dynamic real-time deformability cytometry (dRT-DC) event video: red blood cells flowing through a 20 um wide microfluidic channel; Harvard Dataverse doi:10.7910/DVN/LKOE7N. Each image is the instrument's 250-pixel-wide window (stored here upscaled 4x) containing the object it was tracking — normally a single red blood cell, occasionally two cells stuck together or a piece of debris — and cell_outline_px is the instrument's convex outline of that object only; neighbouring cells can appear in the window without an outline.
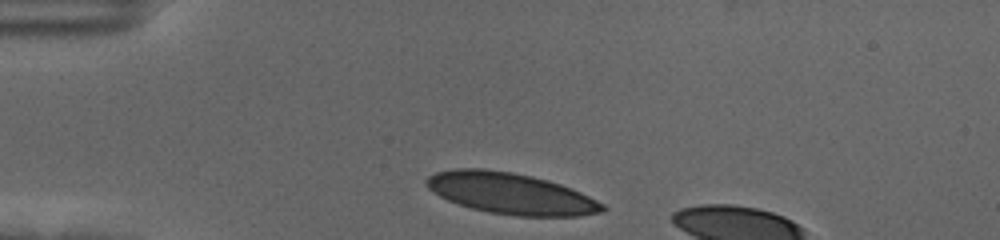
{"species": "human", "species_latin": "Homo sapiens", "temperature_condition": "cold", "stored_images_in_passage": 34, "camera_frame_rate_fps": 3000, "um_per_image_px": 0.085, "donor": {"sex": "female"}, "frame": {"image": 1, "passage_image": 1, "time_ms": 0.0, "image_size_px": [1000, 240], "cell_outline_px": [[608, 208], [604, 212], [580, 216], [516, 216], [488, 212], [472, 208], [448, 200], [440, 196], [428, 188], [424, 180], [428, 176], [436, 172], [456, 168], [480, 168], [512, 172], [532, 176], [548, 180], [572, 188], [604, 204]], "centroid_in_image_um": [43.43, 16.44], "position_along_channel_um": 41.6, "area_um2": 42.31}}
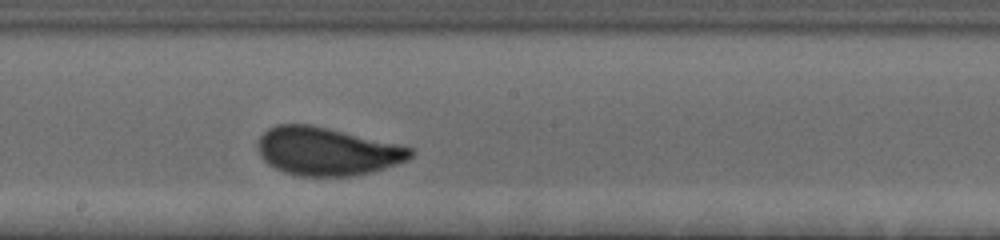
{"frame": {"image": 2, "passage_image": 19, "time_ms": 6.0, "image_size_px": [1000, 240], "cell_outline_px": [[416, 152], [408, 160], [372, 172], [352, 176], [296, 176], [284, 172], [268, 164], [260, 156], [256, 144], [256, 140], [268, 128], [276, 124], [308, 124], [328, 128], [396, 144], [412, 148]], "centroid_in_image_um": [27.75, 12.87], "position_along_channel_um": 220.5, "area_um2": 42.83}}
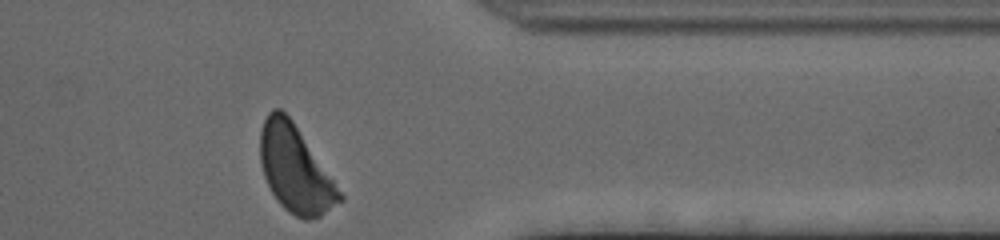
{"frame": {"image": 3, "passage_image": 34, "time_ms": 11.0, "image_size_px": [1000, 240], "cell_outline_px": [[344, 200], [320, 216], [308, 220], [304, 220], [288, 212], [280, 204], [272, 192], [264, 176], [260, 160], [260, 132], [264, 120], [268, 112], [272, 108], [280, 108], [292, 120], [344, 196]], "centroid_in_image_um": [25.08, 14.39], "position_along_channel_um": 386.3, "area_um2": 39.59}, "authors_computed_cell_mechanics": {"area_um2": 41.8761, "velocity_mm_per_s": 3.5278, "shape_relaxation_time_tau1_ms": 3.5568, "shape_relaxation_time_tau2_ms": null, "deformation_change_tau1": 0.1421, "deformation_change_tau2": null}}